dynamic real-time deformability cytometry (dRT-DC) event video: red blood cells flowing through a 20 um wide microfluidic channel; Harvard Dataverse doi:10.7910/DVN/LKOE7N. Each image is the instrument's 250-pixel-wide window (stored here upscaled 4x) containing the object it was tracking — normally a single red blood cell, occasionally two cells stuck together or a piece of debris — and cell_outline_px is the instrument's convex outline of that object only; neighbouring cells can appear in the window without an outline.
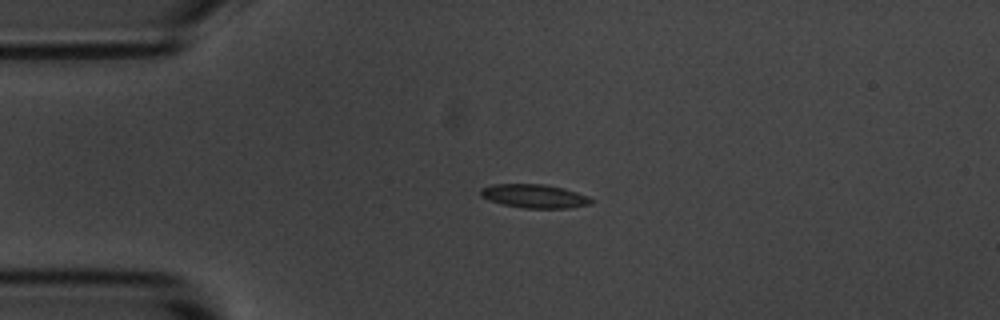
{"species": "common noctule bat (a hibernating species)", "species_latin": "Nyctalus noctula", "temperature_condition": "room temperature", "stored_images_in_passage": 5, "segment_of_instrument_passage": [1, 2], "camera_frame_rate_fps": 3000, "um_per_image_px": 0.085, "animal": {"sex": "male", "body_mass_g": 20.1, "forearm_length_mm": 53.5}, "frame": {"image": 1, "passage_image": 3, "time_ms": 3.333, "image_size_px": [1000, 320], "cell_outline_px": [[592, 204], [568, 208], [524, 208], [504, 204], [488, 200], [480, 196], [480, 188], [492, 184], [540, 184], [564, 188], [588, 196], [592, 200]], "centroid_in_image_um": [45.4, 16.67], "position_along_channel_um": 39.6, "area_um2": 15.2}}